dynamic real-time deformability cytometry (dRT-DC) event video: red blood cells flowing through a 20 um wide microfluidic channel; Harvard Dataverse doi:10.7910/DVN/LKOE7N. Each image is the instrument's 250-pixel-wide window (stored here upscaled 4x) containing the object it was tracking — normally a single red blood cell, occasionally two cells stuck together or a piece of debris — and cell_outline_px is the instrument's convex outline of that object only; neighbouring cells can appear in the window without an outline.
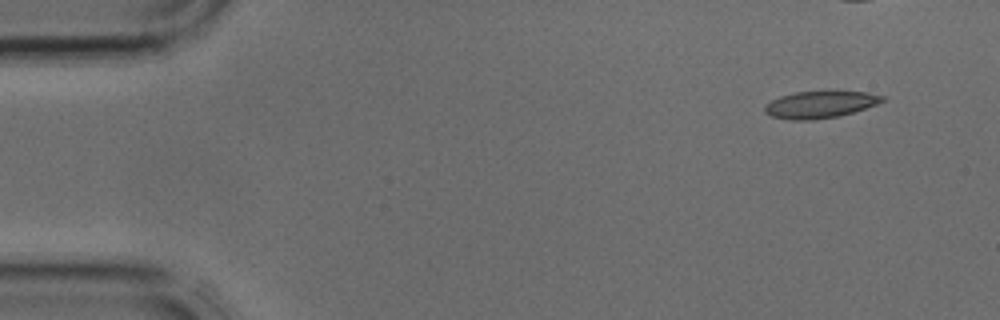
{"species": "common noctule bat (a hibernating species)", "species_latin": "Nyctalus noctula", "temperature_condition": "cold", "stored_images_in_passage": 4, "camera_frame_rate_fps": 3000, "um_per_image_px": 0.085, "animal": {"sex": "male", "body_mass_g": 17.9, "forearm_length_mm": 54.2}, "frame": {"image": 1, "passage_image": 1, "time_ms": 0.0, "image_size_px": [1000, 320], "cell_outline_px": [[884, 100], [876, 104], [852, 112], [836, 116], [812, 120], [792, 120], [772, 116], [764, 112], [764, 104], [780, 96], [796, 92], [868, 92], [884, 96]], "centroid_in_image_um": [69.65, 8.89], "position_along_channel_um": 15.3, "area_um2": 18.09}}
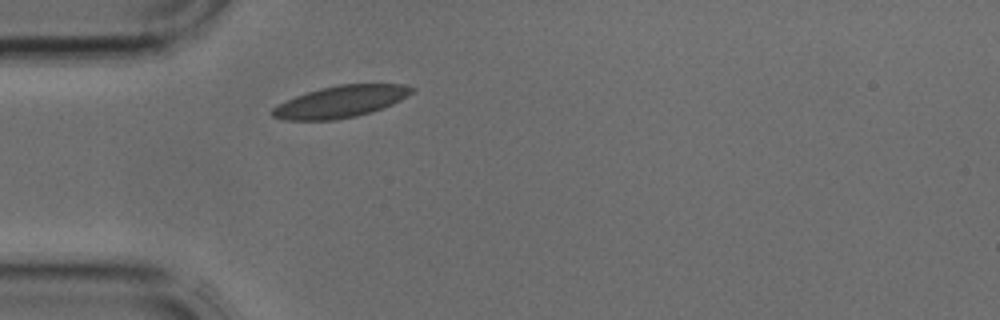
{"frame": {"image": 2, "passage_image": 4, "time_ms": 1.0, "image_size_px": [1000, 320], "cell_outline_px": [[416, 88], [408, 96], [392, 104], [372, 112], [356, 116], [336, 120], [284, 120], [272, 116], [272, 108], [276, 104], [296, 96], [320, 88], [340, 84], [404, 84]], "centroid_in_image_um": [28.96, 8.64], "position_along_channel_um": 56.0, "area_um2": 25.84}}